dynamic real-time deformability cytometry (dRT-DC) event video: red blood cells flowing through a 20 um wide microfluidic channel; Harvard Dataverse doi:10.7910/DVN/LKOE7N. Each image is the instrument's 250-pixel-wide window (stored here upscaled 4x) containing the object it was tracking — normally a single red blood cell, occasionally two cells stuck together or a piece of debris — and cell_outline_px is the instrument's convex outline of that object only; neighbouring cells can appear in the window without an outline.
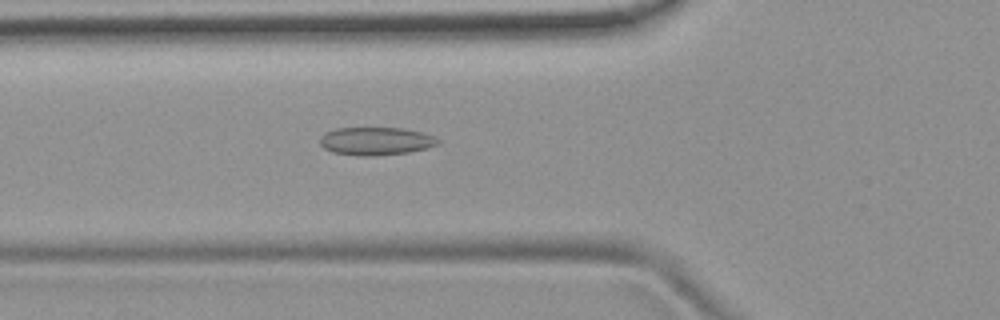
{"species": "common noctule bat (a hibernating species)", "species_latin": "Nyctalus noctula", "temperature_condition": "room temperature", "stored_images_in_passage": 53, "camera_frame_rate_fps": 3000, "um_per_image_px": 0.085, "animal": {"sex": "female", "body_mass_g": 19.9}, "frame": {"image": 1, "passage_image": 19, "time_ms": 6.0, "image_size_px": [1000, 320], "cell_outline_px": [[440, 144], [428, 148], [408, 152], [376, 156], [360, 156], [332, 152], [324, 148], [320, 144], [320, 136], [324, 132], [336, 128], [404, 128], [424, 132], [440, 140]], "centroid_in_image_um": [31.95, 11.99], "position_along_channel_um": 93.8, "area_um2": 19.48}}
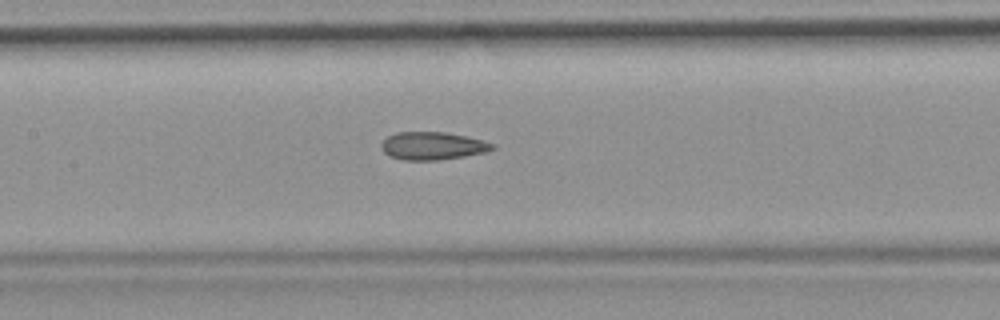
{"frame": {"image": 2, "passage_image": 25, "time_ms": 8.0, "image_size_px": [1000, 320], "cell_outline_px": [[496, 148], [484, 152], [464, 156], [436, 160], [404, 160], [392, 156], [384, 152], [380, 148], [380, 144], [388, 136], [396, 132], [444, 132], [464, 136], [496, 144]], "centroid_in_image_um": [36.75, 12.39], "position_along_channel_um": 170.7, "area_um2": 17.8}}
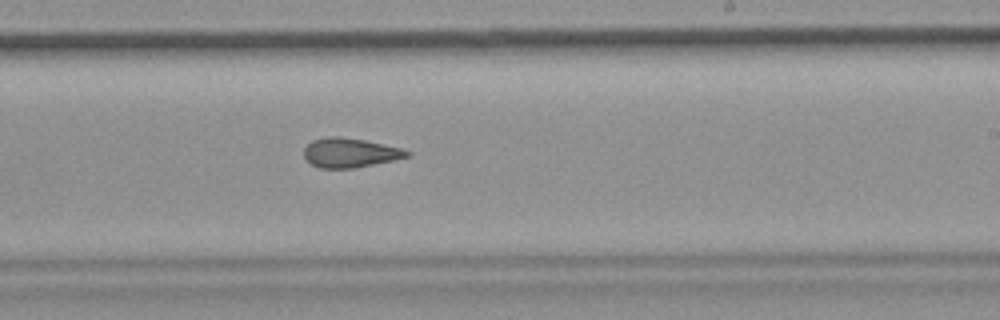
{"frame": {"image": 3, "passage_image": 32, "time_ms": 10.333, "image_size_px": [1000, 320], "cell_outline_px": [[412, 152], [408, 156], [392, 160], [352, 168], [320, 168], [304, 160], [304, 148], [312, 140], [328, 136], [336, 136], [364, 140], [400, 148]], "centroid_in_image_um": [29.69, 12.98], "position_along_channel_um": 259.3, "area_um2": 17.4}, "authors_computed_cell_mechanics": {"area_um2": 18.7272, "velocity_mm_per_s": 3.8223, "shape_relaxation_time_tau1_ms": null, "shape_relaxation_time_tau2_ms": 2.5063, "deformation_change_tau1": null, "deformation_change_tau2": 0.0936}}